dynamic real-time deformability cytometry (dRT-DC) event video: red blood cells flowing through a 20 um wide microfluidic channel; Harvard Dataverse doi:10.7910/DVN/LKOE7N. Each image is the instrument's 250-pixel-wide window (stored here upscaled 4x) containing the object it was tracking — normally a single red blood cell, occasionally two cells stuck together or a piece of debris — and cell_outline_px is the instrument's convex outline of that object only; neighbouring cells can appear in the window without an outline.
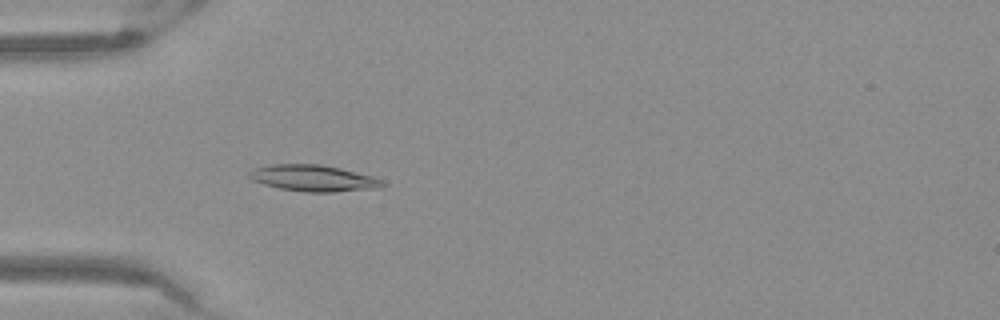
{"species": "Egyptian fruit bat (a non-hibernating species)", "species_latin": "Rousettus aegyptiacus", "temperature_condition": "warm", "stored_images_in_passage": 42, "camera_frame_rate_fps": 3000, "um_per_image_px": 0.085, "frame": {"image": 1, "passage_image": 6, "time_ms": 1.667, "image_size_px": [1000, 320], "cell_outline_px": [[384, 184], [380, 188], [332, 192], [304, 192], [280, 188], [264, 184], [252, 180], [244, 176], [248, 172], [256, 168], [272, 164], [320, 164], [340, 168], [372, 176], [384, 180]], "centroid_in_image_um": [26.62, 15.14], "position_along_channel_um": 58.4, "area_um2": 20.52}}
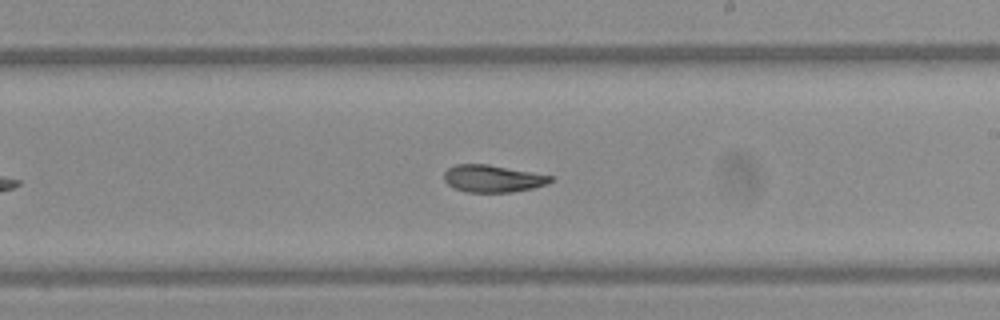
{"frame": {"image": 2, "passage_image": 21, "time_ms": 6.667, "image_size_px": [1000, 320], "cell_outline_px": [[556, 180], [548, 184], [532, 188], [512, 192], [464, 192], [452, 188], [444, 180], [444, 172], [448, 168], [456, 164], [488, 164], [532, 172], [552, 176]], "centroid_in_image_um": [41.88, 15.18], "position_along_channel_um": 247.1, "area_um2": 17.05}}
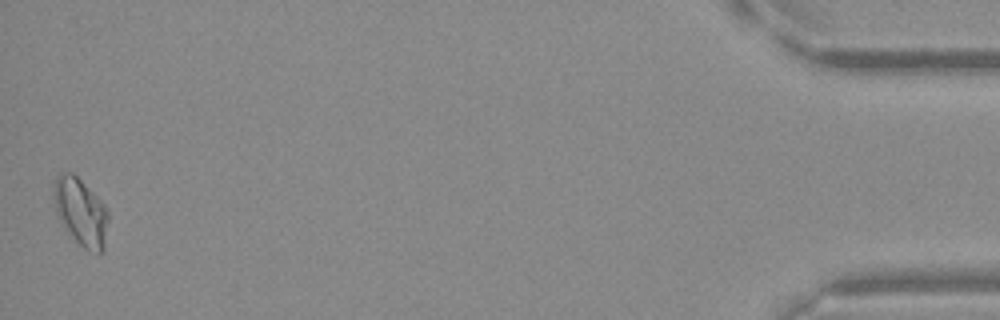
{"frame": {"image": 3, "passage_image": 42, "time_ms": 13.667, "image_size_px": [1000, 320], "cell_outline_px": [[108, 220], [104, 252], [100, 256], [96, 256], [88, 252], [72, 236], [56, 216], [52, 196], [52, 192], [56, 176], [60, 172], [72, 172], [104, 204], [108, 212]], "centroid_in_image_um": [6.86, 18.06], "position_along_channel_um": 428.3, "area_um2": 21.79}}